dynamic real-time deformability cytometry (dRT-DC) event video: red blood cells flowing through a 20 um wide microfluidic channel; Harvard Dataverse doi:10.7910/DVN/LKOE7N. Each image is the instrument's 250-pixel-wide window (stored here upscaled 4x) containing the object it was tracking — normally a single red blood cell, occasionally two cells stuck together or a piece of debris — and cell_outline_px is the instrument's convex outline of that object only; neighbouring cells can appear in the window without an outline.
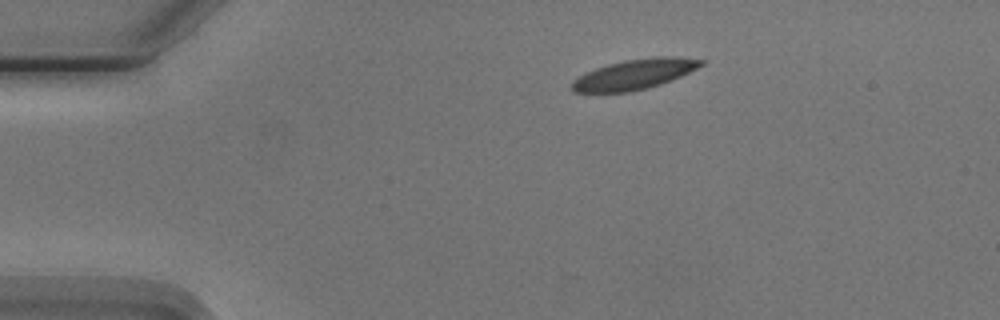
{"species": "Egyptian fruit bat (a non-hibernating species)", "species_latin": "Rousettus aegyptiacus", "temperature_condition": "cold", "stored_images_in_passage": 4, "camera_frame_rate_fps": 3000, "um_per_image_px": 0.085, "animal": {"sex": "male"}, "frame": {"image": 1, "passage_image": 1, "time_ms": 0.0, "image_size_px": [1000, 320], "cell_outline_px": [[708, 60], [704, 64], [672, 80], [648, 88], [628, 92], [572, 92], [572, 80], [584, 72], [608, 64], [624, 60], [652, 56], [672, 56]], "centroid_in_image_um": [53.93, 6.3], "position_along_channel_um": 31.1, "area_um2": 22.77}}
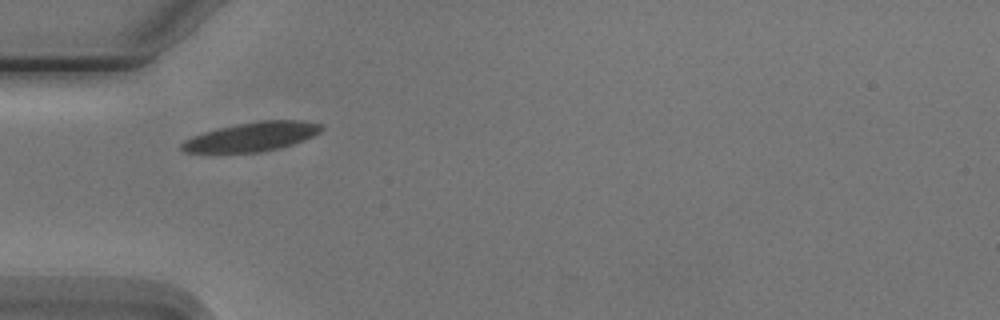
{"frame": {"image": 2, "passage_image": 3, "time_ms": 2.333, "image_size_px": [1000, 320], "cell_outline_px": [[324, 128], [320, 132], [304, 140], [292, 144], [260, 152], [184, 152], [180, 148], [180, 144], [184, 140], [192, 136], [216, 128], [236, 124], [260, 120], [304, 120], [324, 124]], "centroid_in_image_um": [21.42, 11.6], "position_along_channel_um": 63.6, "area_um2": 23.7}}
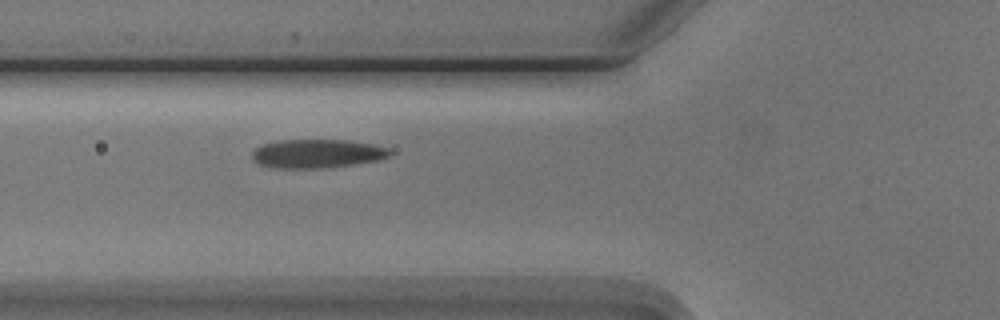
{"frame": {"image": 3, "passage_image": 4, "time_ms": 3.333, "image_size_px": [1000, 320], "cell_outline_px": [[392, 152], [388, 156], [380, 160], [324, 168], [272, 168], [260, 164], [252, 160], [252, 152], [260, 144], [280, 140], [348, 140], [372, 144], [388, 148]], "centroid_in_image_um": [26.92, 13.05], "position_along_channel_um": 98.9, "area_um2": 23.12}}